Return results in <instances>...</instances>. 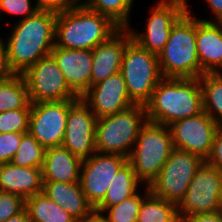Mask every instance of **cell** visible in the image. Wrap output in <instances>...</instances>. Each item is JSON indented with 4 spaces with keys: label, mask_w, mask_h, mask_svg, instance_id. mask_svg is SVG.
Listing matches in <instances>:
<instances>
[{
    "label": "cell",
    "mask_w": 222,
    "mask_h": 222,
    "mask_svg": "<svg viewBox=\"0 0 222 222\" xmlns=\"http://www.w3.org/2000/svg\"><path fill=\"white\" fill-rule=\"evenodd\" d=\"M20 108H31L28 88L22 74L0 82V113Z\"/></svg>",
    "instance_id": "cell-26"
},
{
    "label": "cell",
    "mask_w": 222,
    "mask_h": 222,
    "mask_svg": "<svg viewBox=\"0 0 222 222\" xmlns=\"http://www.w3.org/2000/svg\"><path fill=\"white\" fill-rule=\"evenodd\" d=\"M51 55L57 61L69 89L82 97L90 88L92 50L54 47Z\"/></svg>",
    "instance_id": "cell-17"
},
{
    "label": "cell",
    "mask_w": 222,
    "mask_h": 222,
    "mask_svg": "<svg viewBox=\"0 0 222 222\" xmlns=\"http://www.w3.org/2000/svg\"><path fill=\"white\" fill-rule=\"evenodd\" d=\"M25 210V199L17 194L0 191V222Z\"/></svg>",
    "instance_id": "cell-32"
},
{
    "label": "cell",
    "mask_w": 222,
    "mask_h": 222,
    "mask_svg": "<svg viewBox=\"0 0 222 222\" xmlns=\"http://www.w3.org/2000/svg\"><path fill=\"white\" fill-rule=\"evenodd\" d=\"M131 40L132 35L129 29L120 28L107 41L98 44L92 50L90 86L120 72L124 50Z\"/></svg>",
    "instance_id": "cell-18"
},
{
    "label": "cell",
    "mask_w": 222,
    "mask_h": 222,
    "mask_svg": "<svg viewBox=\"0 0 222 222\" xmlns=\"http://www.w3.org/2000/svg\"><path fill=\"white\" fill-rule=\"evenodd\" d=\"M168 127L174 148L197 154L205 161L210 156L215 134L220 128L205 111L177 120Z\"/></svg>",
    "instance_id": "cell-15"
},
{
    "label": "cell",
    "mask_w": 222,
    "mask_h": 222,
    "mask_svg": "<svg viewBox=\"0 0 222 222\" xmlns=\"http://www.w3.org/2000/svg\"><path fill=\"white\" fill-rule=\"evenodd\" d=\"M57 13L38 10L19 20L7 43L8 63L15 74H23L38 60L51 54L55 47Z\"/></svg>",
    "instance_id": "cell-1"
},
{
    "label": "cell",
    "mask_w": 222,
    "mask_h": 222,
    "mask_svg": "<svg viewBox=\"0 0 222 222\" xmlns=\"http://www.w3.org/2000/svg\"><path fill=\"white\" fill-rule=\"evenodd\" d=\"M2 11L8 14L23 15V19L35 14L38 9L31 6L30 0H0V13ZM1 16V14H0Z\"/></svg>",
    "instance_id": "cell-34"
},
{
    "label": "cell",
    "mask_w": 222,
    "mask_h": 222,
    "mask_svg": "<svg viewBox=\"0 0 222 222\" xmlns=\"http://www.w3.org/2000/svg\"><path fill=\"white\" fill-rule=\"evenodd\" d=\"M177 210L179 219L222 211V172L205 161L177 204Z\"/></svg>",
    "instance_id": "cell-9"
},
{
    "label": "cell",
    "mask_w": 222,
    "mask_h": 222,
    "mask_svg": "<svg viewBox=\"0 0 222 222\" xmlns=\"http://www.w3.org/2000/svg\"><path fill=\"white\" fill-rule=\"evenodd\" d=\"M81 165L82 159L63 145L47 148L42 166V180L43 182H79Z\"/></svg>",
    "instance_id": "cell-20"
},
{
    "label": "cell",
    "mask_w": 222,
    "mask_h": 222,
    "mask_svg": "<svg viewBox=\"0 0 222 222\" xmlns=\"http://www.w3.org/2000/svg\"><path fill=\"white\" fill-rule=\"evenodd\" d=\"M98 118L81 98L70 99L62 145L79 158L86 159L96 152L95 134Z\"/></svg>",
    "instance_id": "cell-14"
},
{
    "label": "cell",
    "mask_w": 222,
    "mask_h": 222,
    "mask_svg": "<svg viewBox=\"0 0 222 222\" xmlns=\"http://www.w3.org/2000/svg\"><path fill=\"white\" fill-rule=\"evenodd\" d=\"M204 162L205 160L197 154L174 148L157 178L150 184V192L178 204Z\"/></svg>",
    "instance_id": "cell-8"
},
{
    "label": "cell",
    "mask_w": 222,
    "mask_h": 222,
    "mask_svg": "<svg viewBox=\"0 0 222 222\" xmlns=\"http://www.w3.org/2000/svg\"><path fill=\"white\" fill-rule=\"evenodd\" d=\"M158 61L163 78H199L201 68L196 48V18L187 11L172 26Z\"/></svg>",
    "instance_id": "cell-4"
},
{
    "label": "cell",
    "mask_w": 222,
    "mask_h": 222,
    "mask_svg": "<svg viewBox=\"0 0 222 222\" xmlns=\"http://www.w3.org/2000/svg\"><path fill=\"white\" fill-rule=\"evenodd\" d=\"M4 222H31L29 215L26 210L21 212L20 214L10 217Z\"/></svg>",
    "instance_id": "cell-41"
},
{
    "label": "cell",
    "mask_w": 222,
    "mask_h": 222,
    "mask_svg": "<svg viewBox=\"0 0 222 222\" xmlns=\"http://www.w3.org/2000/svg\"><path fill=\"white\" fill-rule=\"evenodd\" d=\"M144 196L138 193L130 198L124 199L120 204L107 208L103 213L106 215L108 222H137V216L143 199L150 193L149 187L146 186Z\"/></svg>",
    "instance_id": "cell-30"
},
{
    "label": "cell",
    "mask_w": 222,
    "mask_h": 222,
    "mask_svg": "<svg viewBox=\"0 0 222 222\" xmlns=\"http://www.w3.org/2000/svg\"><path fill=\"white\" fill-rule=\"evenodd\" d=\"M127 161V157L97 151L82 160L79 183L85 197L94 208L103 201L111 180Z\"/></svg>",
    "instance_id": "cell-13"
},
{
    "label": "cell",
    "mask_w": 222,
    "mask_h": 222,
    "mask_svg": "<svg viewBox=\"0 0 222 222\" xmlns=\"http://www.w3.org/2000/svg\"><path fill=\"white\" fill-rule=\"evenodd\" d=\"M149 122L169 126L203 112L199 78H163L145 104Z\"/></svg>",
    "instance_id": "cell-2"
},
{
    "label": "cell",
    "mask_w": 222,
    "mask_h": 222,
    "mask_svg": "<svg viewBox=\"0 0 222 222\" xmlns=\"http://www.w3.org/2000/svg\"><path fill=\"white\" fill-rule=\"evenodd\" d=\"M148 121L145 105L135 104L113 115L98 118L95 146L100 153L129 157L141 128Z\"/></svg>",
    "instance_id": "cell-5"
},
{
    "label": "cell",
    "mask_w": 222,
    "mask_h": 222,
    "mask_svg": "<svg viewBox=\"0 0 222 222\" xmlns=\"http://www.w3.org/2000/svg\"><path fill=\"white\" fill-rule=\"evenodd\" d=\"M23 133H0V164L11 162Z\"/></svg>",
    "instance_id": "cell-33"
},
{
    "label": "cell",
    "mask_w": 222,
    "mask_h": 222,
    "mask_svg": "<svg viewBox=\"0 0 222 222\" xmlns=\"http://www.w3.org/2000/svg\"><path fill=\"white\" fill-rule=\"evenodd\" d=\"M196 48L201 76L222 69V27L213 20L196 18Z\"/></svg>",
    "instance_id": "cell-19"
},
{
    "label": "cell",
    "mask_w": 222,
    "mask_h": 222,
    "mask_svg": "<svg viewBox=\"0 0 222 222\" xmlns=\"http://www.w3.org/2000/svg\"><path fill=\"white\" fill-rule=\"evenodd\" d=\"M199 80L203 111L222 127V73H204Z\"/></svg>",
    "instance_id": "cell-25"
},
{
    "label": "cell",
    "mask_w": 222,
    "mask_h": 222,
    "mask_svg": "<svg viewBox=\"0 0 222 222\" xmlns=\"http://www.w3.org/2000/svg\"><path fill=\"white\" fill-rule=\"evenodd\" d=\"M75 222H108L105 214L103 212L93 209L89 214L82 218L76 219Z\"/></svg>",
    "instance_id": "cell-39"
},
{
    "label": "cell",
    "mask_w": 222,
    "mask_h": 222,
    "mask_svg": "<svg viewBox=\"0 0 222 222\" xmlns=\"http://www.w3.org/2000/svg\"><path fill=\"white\" fill-rule=\"evenodd\" d=\"M211 11L215 15V20L218 22L222 19V0H206Z\"/></svg>",
    "instance_id": "cell-40"
},
{
    "label": "cell",
    "mask_w": 222,
    "mask_h": 222,
    "mask_svg": "<svg viewBox=\"0 0 222 222\" xmlns=\"http://www.w3.org/2000/svg\"><path fill=\"white\" fill-rule=\"evenodd\" d=\"M119 29L120 27L105 15L85 6H71L57 14L55 47L93 50Z\"/></svg>",
    "instance_id": "cell-3"
},
{
    "label": "cell",
    "mask_w": 222,
    "mask_h": 222,
    "mask_svg": "<svg viewBox=\"0 0 222 222\" xmlns=\"http://www.w3.org/2000/svg\"><path fill=\"white\" fill-rule=\"evenodd\" d=\"M35 6L41 11H51L61 13L71 7L66 0H37Z\"/></svg>",
    "instance_id": "cell-36"
},
{
    "label": "cell",
    "mask_w": 222,
    "mask_h": 222,
    "mask_svg": "<svg viewBox=\"0 0 222 222\" xmlns=\"http://www.w3.org/2000/svg\"><path fill=\"white\" fill-rule=\"evenodd\" d=\"M180 222H222V211L189 215L180 218Z\"/></svg>",
    "instance_id": "cell-38"
},
{
    "label": "cell",
    "mask_w": 222,
    "mask_h": 222,
    "mask_svg": "<svg viewBox=\"0 0 222 222\" xmlns=\"http://www.w3.org/2000/svg\"><path fill=\"white\" fill-rule=\"evenodd\" d=\"M137 222H180L177 204L150 192L142 201Z\"/></svg>",
    "instance_id": "cell-27"
},
{
    "label": "cell",
    "mask_w": 222,
    "mask_h": 222,
    "mask_svg": "<svg viewBox=\"0 0 222 222\" xmlns=\"http://www.w3.org/2000/svg\"><path fill=\"white\" fill-rule=\"evenodd\" d=\"M81 98L97 118L113 115L135 105L128 95L121 72L90 86Z\"/></svg>",
    "instance_id": "cell-16"
},
{
    "label": "cell",
    "mask_w": 222,
    "mask_h": 222,
    "mask_svg": "<svg viewBox=\"0 0 222 222\" xmlns=\"http://www.w3.org/2000/svg\"><path fill=\"white\" fill-rule=\"evenodd\" d=\"M31 108L13 109L0 113V133L29 132Z\"/></svg>",
    "instance_id": "cell-31"
},
{
    "label": "cell",
    "mask_w": 222,
    "mask_h": 222,
    "mask_svg": "<svg viewBox=\"0 0 222 222\" xmlns=\"http://www.w3.org/2000/svg\"><path fill=\"white\" fill-rule=\"evenodd\" d=\"M139 183L132 165L127 161L114 175L103 201L95 209L104 212L107 208L116 206L124 199L136 195Z\"/></svg>",
    "instance_id": "cell-23"
},
{
    "label": "cell",
    "mask_w": 222,
    "mask_h": 222,
    "mask_svg": "<svg viewBox=\"0 0 222 222\" xmlns=\"http://www.w3.org/2000/svg\"><path fill=\"white\" fill-rule=\"evenodd\" d=\"M45 148L29 133H23L21 143L11 163L16 166L42 168Z\"/></svg>",
    "instance_id": "cell-29"
},
{
    "label": "cell",
    "mask_w": 222,
    "mask_h": 222,
    "mask_svg": "<svg viewBox=\"0 0 222 222\" xmlns=\"http://www.w3.org/2000/svg\"><path fill=\"white\" fill-rule=\"evenodd\" d=\"M15 73L11 70L4 41L0 38V82L10 79Z\"/></svg>",
    "instance_id": "cell-37"
},
{
    "label": "cell",
    "mask_w": 222,
    "mask_h": 222,
    "mask_svg": "<svg viewBox=\"0 0 222 222\" xmlns=\"http://www.w3.org/2000/svg\"><path fill=\"white\" fill-rule=\"evenodd\" d=\"M42 193L75 219L84 217L94 209L85 197L79 182H43Z\"/></svg>",
    "instance_id": "cell-22"
},
{
    "label": "cell",
    "mask_w": 222,
    "mask_h": 222,
    "mask_svg": "<svg viewBox=\"0 0 222 222\" xmlns=\"http://www.w3.org/2000/svg\"><path fill=\"white\" fill-rule=\"evenodd\" d=\"M206 162L222 172V127L215 134L212 150Z\"/></svg>",
    "instance_id": "cell-35"
},
{
    "label": "cell",
    "mask_w": 222,
    "mask_h": 222,
    "mask_svg": "<svg viewBox=\"0 0 222 222\" xmlns=\"http://www.w3.org/2000/svg\"><path fill=\"white\" fill-rule=\"evenodd\" d=\"M70 99L31 103L29 133L45 148L63 143Z\"/></svg>",
    "instance_id": "cell-11"
},
{
    "label": "cell",
    "mask_w": 222,
    "mask_h": 222,
    "mask_svg": "<svg viewBox=\"0 0 222 222\" xmlns=\"http://www.w3.org/2000/svg\"><path fill=\"white\" fill-rule=\"evenodd\" d=\"M134 0H87L82 2L89 10L109 17L120 28H129V13Z\"/></svg>",
    "instance_id": "cell-28"
},
{
    "label": "cell",
    "mask_w": 222,
    "mask_h": 222,
    "mask_svg": "<svg viewBox=\"0 0 222 222\" xmlns=\"http://www.w3.org/2000/svg\"><path fill=\"white\" fill-rule=\"evenodd\" d=\"M25 210L31 222L76 221L66 210L42 192L25 199Z\"/></svg>",
    "instance_id": "cell-24"
},
{
    "label": "cell",
    "mask_w": 222,
    "mask_h": 222,
    "mask_svg": "<svg viewBox=\"0 0 222 222\" xmlns=\"http://www.w3.org/2000/svg\"><path fill=\"white\" fill-rule=\"evenodd\" d=\"M130 99L145 105L163 79L157 55L138 45L133 39L126 45L120 70Z\"/></svg>",
    "instance_id": "cell-7"
},
{
    "label": "cell",
    "mask_w": 222,
    "mask_h": 222,
    "mask_svg": "<svg viewBox=\"0 0 222 222\" xmlns=\"http://www.w3.org/2000/svg\"><path fill=\"white\" fill-rule=\"evenodd\" d=\"M218 23H219L220 26L222 27V19H220V20L218 21Z\"/></svg>",
    "instance_id": "cell-43"
},
{
    "label": "cell",
    "mask_w": 222,
    "mask_h": 222,
    "mask_svg": "<svg viewBox=\"0 0 222 222\" xmlns=\"http://www.w3.org/2000/svg\"><path fill=\"white\" fill-rule=\"evenodd\" d=\"M174 149L168 126L147 121L141 128L128 162L138 180L149 187Z\"/></svg>",
    "instance_id": "cell-6"
},
{
    "label": "cell",
    "mask_w": 222,
    "mask_h": 222,
    "mask_svg": "<svg viewBox=\"0 0 222 222\" xmlns=\"http://www.w3.org/2000/svg\"><path fill=\"white\" fill-rule=\"evenodd\" d=\"M187 0H160L146 24V32L129 29L132 39L150 53L159 55L169 38L172 26L187 11Z\"/></svg>",
    "instance_id": "cell-12"
},
{
    "label": "cell",
    "mask_w": 222,
    "mask_h": 222,
    "mask_svg": "<svg viewBox=\"0 0 222 222\" xmlns=\"http://www.w3.org/2000/svg\"><path fill=\"white\" fill-rule=\"evenodd\" d=\"M42 168L22 167L11 162L0 164V191L22 196L24 199L41 193Z\"/></svg>",
    "instance_id": "cell-21"
},
{
    "label": "cell",
    "mask_w": 222,
    "mask_h": 222,
    "mask_svg": "<svg viewBox=\"0 0 222 222\" xmlns=\"http://www.w3.org/2000/svg\"><path fill=\"white\" fill-rule=\"evenodd\" d=\"M30 103L77 99L69 89L57 61L50 54L41 58L23 74Z\"/></svg>",
    "instance_id": "cell-10"
},
{
    "label": "cell",
    "mask_w": 222,
    "mask_h": 222,
    "mask_svg": "<svg viewBox=\"0 0 222 222\" xmlns=\"http://www.w3.org/2000/svg\"><path fill=\"white\" fill-rule=\"evenodd\" d=\"M71 6H82L80 0H66ZM80 2V3H78Z\"/></svg>",
    "instance_id": "cell-42"
}]
</instances>
